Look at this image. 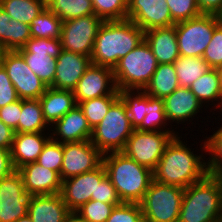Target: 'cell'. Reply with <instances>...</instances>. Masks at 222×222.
Returning a JSON list of instances; mask_svg holds the SVG:
<instances>
[{
  "label": "cell",
  "instance_id": "1",
  "mask_svg": "<svg viewBox=\"0 0 222 222\" xmlns=\"http://www.w3.org/2000/svg\"><path fill=\"white\" fill-rule=\"evenodd\" d=\"M178 136L166 146L153 170V180L185 189L209 173L208 162L204 160V155H194V151Z\"/></svg>",
  "mask_w": 222,
  "mask_h": 222
},
{
  "label": "cell",
  "instance_id": "2",
  "mask_svg": "<svg viewBox=\"0 0 222 222\" xmlns=\"http://www.w3.org/2000/svg\"><path fill=\"white\" fill-rule=\"evenodd\" d=\"M144 39L145 32L129 19L104 21L94 42L91 63L113 70Z\"/></svg>",
  "mask_w": 222,
  "mask_h": 222
},
{
  "label": "cell",
  "instance_id": "3",
  "mask_svg": "<svg viewBox=\"0 0 222 222\" xmlns=\"http://www.w3.org/2000/svg\"><path fill=\"white\" fill-rule=\"evenodd\" d=\"M178 222H222V174L208 173L184 189Z\"/></svg>",
  "mask_w": 222,
  "mask_h": 222
},
{
  "label": "cell",
  "instance_id": "4",
  "mask_svg": "<svg viewBox=\"0 0 222 222\" xmlns=\"http://www.w3.org/2000/svg\"><path fill=\"white\" fill-rule=\"evenodd\" d=\"M103 165L121 202L140 204L153 180V171L123 152L104 154Z\"/></svg>",
  "mask_w": 222,
  "mask_h": 222
},
{
  "label": "cell",
  "instance_id": "5",
  "mask_svg": "<svg viewBox=\"0 0 222 222\" xmlns=\"http://www.w3.org/2000/svg\"><path fill=\"white\" fill-rule=\"evenodd\" d=\"M157 60L152 49L145 41L120 59L113 69L117 89L144 90L150 82L156 68Z\"/></svg>",
  "mask_w": 222,
  "mask_h": 222
},
{
  "label": "cell",
  "instance_id": "6",
  "mask_svg": "<svg viewBox=\"0 0 222 222\" xmlns=\"http://www.w3.org/2000/svg\"><path fill=\"white\" fill-rule=\"evenodd\" d=\"M133 130L126 106L118 98L110 106L104 119L92 129L90 141L103 154L122 152Z\"/></svg>",
  "mask_w": 222,
  "mask_h": 222
},
{
  "label": "cell",
  "instance_id": "7",
  "mask_svg": "<svg viewBox=\"0 0 222 222\" xmlns=\"http://www.w3.org/2000/svg\"><path fill=\"white\" fill-rule=\"evenodd\" d=\"M184 188L152 180L140 205L144 222H178Z\"/></svg>",
  "mask_w": 222,
  "mask_h": 222
},
{
  "label": "cell",
  "instance_id": "8",
  "mask_svg": "<svg viewBox=\"0 0 222 222\" xmlns=\"http://www.w3.org/2000/svg\"><path fill=\"white\" fill-rule=\"evenodd\" d=\"M179 135L174 131H141L134 129L122 151L127 157L152 171L156 168L166 146Z\"/></svg>",
  "mask_w": 222,
  "mask_h": 222
},
{
  "label": "cell",
  "instance_id": "9",
  "mask_svg": "<svg viewBox=\"0 0 222 222\" xmlns=\"http://www.w3.org/2000/svg\"><path fill=\"white\" fill-rule=\"evenodd\" d=\"M60 39L31 37L17 52L26 64L48 87L55 78L57 57L62 51Z\"/></svg>",
  "mask_w": 222,
  "mask_h": 222
},
{
  "label": "cell",
  "instance_id": "10",
  "mask_svg": "<svg viewBox=\"0 0 222 222\" xmlns=\"http://www.w3.org/2000/svg\"><path fill=\"white\" fill-rule=\"evenodd\" d=\"M174 25L180 56L202 57L218 21L216 15L201 14Z\"/></svg>",
  "mask_w": 222,
  "mask_h": 222
},
{
  "label": "cell",
  "instance_id": "11",
  "mask_svg": "<svg viewBox=\"0 0 222 222\" xmlns=\"http://www.w3.org/2000/svg\"><path fill=\"white\" fill-rule=\"evenodd\" d=\"M103 22L95 14L63 21L60 34L62 49L91 57L98 30Z\"/></svg>",
  "mask_w": 222,
  "mask_h": 222
},
{
  "label": "cell",
  "instance_id": "12",
  "mask_svg": "<svg viewBox=\"0 0 222 222\" xmlns=\"http://www.w3.org/2000/svg\"><path fill=\"white\" fill-rule=\"evenodd\" d=\"M1 65L16 89L19 99H39L48 86L35 75L17 51H5Z\"/></svg>",
  "mask_w": 222,
  "mask_h": 222
},
{
  "label": "cell",
  "instance_id": "13",
  "mask_svg": "<svg viewBox=\"0 0 222 222\" xmlns=\"http://www.w3.org/2000/svg\"><path fill=\"white\" fill-rule=\"evenodd\" d=\"M103 155L90 140L64 143L61 180L98 168L103 163Z\"/></svg>",
  "mask_w": 222,
  "mask_h": 222
},
{
  "label": "cell",
  "instance_id": "14",
  "mask_svg": "<svg viewBox=\"0 0 222 222\" xmlns=\"http://www.w3.org/2000/svg\"><path fill=\"white\" fill-rule=\"evenodd\" d=\"M30 195L25 191L22 176L15 170L0 180V222H16L28 215Z\"/></svg>",
  "mask_w": 222,
  "mask_h": 222
},
{
  "label": "cell",
  "instance_id": "15",
  "mask_svg": "<svg viewBox=\"0 0 222 222\" xmlns=\"http://www.w3.org/2000/svg\"><path fill=\"white\" fill-rule=\"evenodd\" d=\"M107 175L103 163L96 169L62 180L61 195L69 211H76L96 197L97 183Z\"/></svg>",
  "mask_w": 222,
  "mask_h": 222
},
{
  "label": "cell",
  "instance_id": "16",
  "mask_svg": "<svg viewBox=\"0 0 222 222\" xmlns=\"http://www.w3.org/2000/svg\"><path fill=\"white\" fill-rule=\"evenodd\" d=\"M76 104L101 96H119L113 70L101 65L91 64L73 90Z\"/></svg>",
  "mask_w": 222,
  "mask_h": 222
},
{
  "label": "cell",
  "instance_id": "17",
  "mask_svg": "<svg viewBox=\"0 0 222 222\" xmlns=\"http://www.w3.org/2000/svg\"><path fill=\"white\" fill-rule=\"evenodd\" d=\"M127 19L144 32L175 24L166 0H128Z\"/></svg>",
  "mask_w": 222,
  "mask_h": 222
},
{
  "label": "cell",
  "instance_id": "18",
  "mask_svg": "<svg viewBox=\"0 0 222 222\" xmlns=\"http://www.w3.org/2000/svg\"><path fill=\"white\" fill-rule=\"evenodd\" d=\"M22 176L25 191L28 195L60 194L62 180L60 175L36 162L28 163L17 169Z\"/></svg>",
  "mask_w": 222,
  "mask_h": 222
},
{
  "label": "cell",
  "instance_id": "19",
  "mask_svg": "<svg viewBox=\"0 0 222 222\" xmlns=\"http://www.w3.org/2000/svg\"><path fill=\"white\" fill-rule=\"evenodd\" d=\"M56 59L55 78L50 87L61 90L73 91L86 69L92 64L90 56L65 50H62Z\"/></svg>",
  "mask_w": 222,
  "mask_h": 222
},
{
  "label": "cell",
  "instance_id": "20",
  "mask_svg": "<svg viewBox=\"0 0 222 222\" xmlns=\"http://www.w3.org/2000/svg\"><path fill=\"white\" fill-rule=\"evenodd\" d=\"M51 126V139L62 144L91 139L92 129L78 104Z\"/></svg>",
  "mask_w": 222,
  "mask_h": 222
},
{
  "label": "cell",
  "instance_id": "21",
  "mask_svg": "<svg viewBox=\"0 0 222 222\" xmlns=\"http://www.w3.org/2000/svg\"><path fill=\"white\" fill-rule=\"evenodd\" d=\"M46 134L45 132L14 133L10 154L15 170L37 161L44 145L51 138L49 132Z\"/></svg>",
  "mask_w": 222,
  "mask_h": 222
},
{
  "label": "cell",
  "instance_id": "22",
  "mask_svg": "<svg viewBox=\"0 0 222 222\" xmlns=\"http://www.w3.org/2000/svg\"><path fill=\"white\" fill-rule=\"evenodd\" d=\"M163 100L166 117L170 124L174 121L181 124L193 120L204 106L189 88L181 86Z\"/></svg>",
  "mask_w": 222,
  "mask_h": 222
},
{
  "label": "cell",
  "instance_id": "23",
  "mask_svg": "<svg viewBox=\"0 0 222 222\" xmlns=\"http://www.w3.org/2000/svg\"><path fill=\"white\" fill-rule=\"evenodd\" d=\"M145 41L158 64H174L180 56L175 25L145 31Z\"/></svg>",
  "mask_w": 222,
  "mask_h": 222
},
{
  "label": "cell",
  "instance_id": "24",
  "mask_svg": "<svg viewBox=\"0 0 222 222\" xmlns=\"http://www.w3.org/2000/svg\"><path fill=\"white\" fill-rule=\"evenodd\" d=\"M69 212L61 194L30 196L28 215L32 222H64Z\"/></svg>",
  "mask_w": 222,
  "mask_h": 222
},
{
  "label": "cell",
  "instance_id": "25",
  "mask_svg": "<svg viewBox=\"0 0 222 222\" xmlns=\"http://www.w3.org/2000/svg\"><path fill=\"white\" fill-rule=\"evenodd\" d=\"M39 101L48 126L53 125L77 105L73 91L52 87L47 88Z\"/></svg>",
  "mask_w": 222,
  "mask_h": 222
},
{
  "label": "cell",
  "instance_id": "26",
  "mask_svg": "<svg viewBox=\"0 0 222 222\" xmlns=\"http://www.w3.org/2000/svg\"><path fill=\"white\" fill-rule=\"evenodd\" d=\"M179 86L174 64H158L150 82L143 91L153 98L164 99Z\"/></svg>",
  "mask_w": 222,
  "mask_h": 222
},
{
  "label": "cell",
  "instance_id": "27",
  "mask_svg": "<svg viewBox=\"0 0 222 222\" xmlns=\"http://www.w3.org/2000/svg\"><path fill=\"white\" fill-rule=\"evenodd\" d=\"M0 7L11 19L30 25L47 5L43 0H0Z\"/></svg>",
  "mask_w": 222,
  "mask_h": 222
},
{
  "label": "cell",
  "instance_id": "28",
  "mask_svg": "<svg viewBox=\"0 0 222 222\" xmlns=\"http://www.w3.org/2000/svg\"><path fill=\"white\" fill-rule=\"evenodd\" d=\"M189 89L202 103V105H204V102L207 104L211 101L212 105H215H213V107H218L222 96V91L220 88L219 77L216 69L210 68L209 71L194 81ZM213 101L218 104L216 105L213 103Z\"/></svg>",
  "mask_w": 222,
  "mask_h": 222
},
{
  "label": "cell",
  "instance_id": "29",
  "mask_svg": "<svg viewBox=\"0 0 222 222\" xmlns=\"http://www.w3.org/2000/svg\"><path fill=\"white\" fill-rule=\"evenodd\" d=\"M45 122L39 99L23 100L18 133L44 132L50 129Z\"/></svg>",
  "mask_w": 222,
  "mask_h": 222
},
{
  "label": "cell",
  "instance_id": "30",
  "mask_svg": "<svg viewBox=\"0 0 222 222\" xmlns=\"http://www.w3.org/2000/svg\"><path fill=\"white\" fill-rule=\"evenodd\" d=\"M174 67L179 85L186 88L210 70V66L203 57L179 56L174 62Z\"/></svg>",
  "mask_w": 222,
  "mask_h": 222
},
{
  "label": "cell",
  "instance_id": "31",
  "mask_svg": "<svg viewBox=\"0 0 222 222\" xmlns=\"http://www.w3.org/2000/svg\"><path fill=\"white\" fill-rule=\"evenodd\" d=\"M62 20L48 7L30 24L31 37L60 39Z\"/></svg>",
  "mask_w": 222,
  "mask_h": 222
},
{
  "label": "cell",
  "instance_id": "32",
  "mask_svg": "<svg viewBox=\"0 0 222 222\" xmlns=\"http://www.w3.org/2000/svg\"><path fill=\"white\" fill-rule=\"evenodd\" d=\"M119 98L126 106L131 126L137 129L147 115V94L143 90H120Z\"/></svg>",
  "mask_w": 222,
  "mask_h": 222
},
{
  "label": "cell",
  "instance_id": "33",
  "mask_svg": "<svg viewBox=\"0 0 222 222\" xmlns=\"http://www.w3.org/2000/svg\"><path fill=\"white\" fill-rule=\"evenodd\" d=\"M47 7L53 11L62 22L94 14L91 0H52Z\"/></svg>",
  "mask_w": 222,
  "mask_h": 222
},
{
  "label": "cell",
  "instance_id": "34",
  "mask_svg": "<svg viewBox=\"0 0 222 222\" xmlns=\"http://www.w3.org/2000/svg\"><path fill=\"white\" fill-rule=\"evenodd\" d=\"M167 121L164 100L153 98L147 94V115L137 129L141 131H174V129H165L169 123Z\"/></svg>",
  "mask_w": 222,
  "mask_h": 222
},
{
  "label": "cell",
  "instance_id": "35",
  "mask_svg": "<svg viewBox=\"0 0 222 222\" xmlns=\"http://www.w3.org/2000/svg\"><path fill=\"white\" fill-rule=\"evenodd\" d=\"M118 98L119 96H101L78 103L91 129L95 128L104 119L110 106Z\"/></svg>",
  "mask_w": 222,
  "mask_h": 222
},
{
  "label": "cell",
  "instance_id": "36",
  "mask_svg": "<svg viewBox=\"0 0 222 222\" xmlns=\"http://www.w3.org/2000/svg\"><path fill=\"white\" fill-rule=\"evenodd\" d=\"M94 14L103 21L127 19L128 0H91Z\"/></svg>",
  "mask_w": 222,
  "mask_h": 222
},
{
  "label": "cell",
  "instance_id": "37",
  "mask_svg": "<svg viewBox=\"0 0 222 222\" xmlns=\"http://www.w3.org/2000/svg\"><path fill=\"white\" fill-rule=\"evenodd\" d=\"M206 138L201 148L211 157L207 158L209 173L222 174V127Z\"/></svg>",
  "mask_w": 222,
  "mask_h": 222
},
{
  "label": "cell",
  "instance_id": "38",
  "mask_svg": "<svg viewBox=\"0 0 222 222\" xmlns=\"http://www.w3.org/2000/svg\"><path fill=\"white\" fill-rule=\"evenodd\" d=\"M63 158V144L51 138L44 145L36 163L56 171L60 175Z\"/></svg>",
  "mask_w": 222,
  "mask_h": 222
},
{
  "label": "cell",
  "instance_id": "39",
  "mask_svg": "<svg viewBox=\"0 0 222 222\" xmlns=\"http://www.w3.org/2000/svg\"><path fill=\"white\" fill-rule=\"evenodd\" d=\"M115 206V204L104 203L99 200H90L76 212L89 222H106Z\"/></svg>",
  "mask_w": 222,
  "mask_h": 222
},
{
  "label": "cell",
  "instance_id": "40",
  "mask_svg": "<svg viewBox=\"0 0 222 222\" xmlns=\"http://www.w3.org/2000/svg\"><path fill=\"white\" fill-rule=\"evenodd\" d=\"M166 4L175 23L201 15L196 0H166Z\"/></svg>",
  "mask_w": 222,
  "mask_h": 222
},
{
  "label": "cell",
  "instance_id": "41",
  "mask_svg": "<svg viewBox=\"0 0 222 222\" xmlns=\"http://www.w3.org/2000/svg\"><path fill=\"white\" fill-rule=\"evenodd\" d=\"M106 222H144L141 205L121 203L114 207Z\"/></svg>",
  "mask_w": 222,
  "mask_h": 222
},
{
  "label": "cell",
  "instance_id": "42",
  "mask_svg": "<svg viewBox=\"0 0 222 222\" xmlns=\"http://www.w3.org/2000/svg\"><path fill=\"white\" fill-rule=\"evenodd\" d=\"M30 38V25L14 19L9 21L8 51H18Z\"/></svg>",
  "mask_w": 222,
  "mask_h": 222
},
{
  "label": "cell",
  "instance_id": "43",
  "mask_svg": "<svg viewBox=\"0 0 222 222\" xmlns=\"http://www.w3.org/2000/svg\"><path fill=\"white\" fill-rule=\"evenodd\" d=\"M202 57L210 68L217 69L222 66V25L218 24L215 27L212 39Z\"/></svg>",
  "mask_w": 222,
  "mask_h": 222
},
{
  "label": "cell",
  "instance_id": "44",
  "mask_svg": "<svg viewBox=\"0 0 222 222\" xmlns=\"http://www.w3.org/2000/svg\"><path fill=\"white\" fill-rule=\"evenodd\" d=\"M91 200H99L104 203L115 204L116 206L122 203L115 187L107 175L97 183L96 197H91Z\"/></svg>",
  "mask_w": 222,
  "mask_h": 222
},
{
  "label": "cell",
  "instance_id": "45",
  "mask_svg": "<svg viewBox=\"0 0 222 222\" xmlns=\"http://www.w3.org/2000/svg\"><path fill=\"white\" fill-rule=\"evenodd\" d=\"M19 100L7 71L0 65V108Z\"/></svg>",
  "mask_w": 222,
  "mask_h": 222
},
{
  "label": "cell",
  "instance_id": "46",
  "mask_svg": "<svg viewBox=\"0 0 222 222\" xmlns=\"http://www.w3.org/2000/svg\"><path fill=\"white\" fill-rule=\"evenodd\" d=\"M22 99L0 108V120L18 133V123L21 116Z\"/></svg>",
  "mask_w": 222,
  "mask_h": 222
},
{
  "label": "cell",
  "instance_id": "47",
  "mask_svg": "<svg viewBox=\"0 0 222 222\" xmlns=\"http://www.w3.org/2000/svg\"><path fill=\"white\" fill-rule=\"evenodd\" d=\"M15 171L12 160L10 149L0 147V180L10 175Z\"/></svg>",
  "mask_w": 222,
  "mask_h": 222
},
{
  "label": "cell",
  "instance_id": "48",
  "mask_svg": "<svg viewBox=\"0 0 222 222\" xmlns=\"http://www.w3.org/2000/svg\"><path fill=\"white\" fill-rule=\"evenodd\" d=\"M201 14L216 15L222 8V0H196Z\"/></svg>",
  "mask_w": 222,
  "mask_h": 222
},
{
  "label": "cell",
  "instance_id": "49",
  "mask_svg": "<svg viewBox=\"0 0 222 222\" xmlns=\"http://www.w3.org/2000/svg\"><path fill=\"white\" fill-rule=\"evenodd\" d=\"M11 17L0 7V44L8 51V29Z\"/></svg>",
  "mask_w": 222,
  "mask_h": 222
},
{
  "label": "cell",
  "instance_id": "50",
  "mask_svg": "<svg viewBox=\"0 0 222 222\" xmlns=\"http://www.w3.org/2000/svg\"><path fill=\"white\" fill-rule=\"evenodd\" d=\"M14 133L15 132L9 126L0 120V147L10 149Z\"/></svg>",
  "mask_w": 222,
  "mask_h": 222
},
{
  "label": "cell",
  "instance_id": "51",
  "mask_svg": "<svg viewBox=\"0 0 222 222\" xmlns=\"http://www.w3.org/2000/svg\"><path fill=\"white\" fill-rule=\"evenodd\" d=\"M64 222H89V221L81 217L76 211H70L67 214Z\"/></svg>",
  "mask_w": 222,
  "mask_h": 222
},
{
  "label": "cell",
  "instance_id": "52",
  "mask_svg": "<svg viewBox=\"0 0 222 222\" xmlns=\"http://www.w3.org/2000/svg\"><path fill=\"white\" fill-rule=\"evenodd\" d=\"M216 70H217V73H218L220 88H221V91H222V66L218 67Z\"/></svg>",
  "mask_w": 222,
  "mask_h": 222
},
{
  "label": "cell",
  "instance_id": "53",
  "mask_svg": "<svg viewBox=\"0 0 222 222\" xmlns=\"http://www.w3.org/2000/svg\"><path fill=\"white\" fill-rule=\"evenodd\" d=\"M16 222H32V220L29 215H26L24 217L19 218Z\"/></svg>",
  "mask_w": 222,
  "mask_h": 222
},
{
  "label": "cell",
  "instance_id": "54",
  "mask_svg": "<svg viewBox=\"0 0 222 222\" xmlns=\"http://www.w3.org/2000/svg\"><path fill=\"white\" fill-rule=\"evenodd\" d=\"M217 17V21L219 25H222V8L220 9V11L216 14Z\"/></svg>",
  "mask_w": 222,
  "mask_h": 222
},
{
  "label": "cell",
  "instance_id": "55",
  "mask_svg": "<svg viewBox=\"0 0 222 222\" xmlns=\"http://www.w3.org/2000/svg\"><path fill=\"white\" fill-rule=\"evenodd\" d=\"M4 52H5V50H4L3 46L0 44V65H1V61H2V57H3Z\"/></svg>",
  "mask_w": 222,
  "mask_h": 222
},
{
  "label": "cell",
  "instance_id": "56",
  "mask_svg": "<svg viewBox=\"0 0 222 222\" xmlns=\"http://www.w3.org/2000/svg\"><path fill=\"white\" fill-rule=\"evenodd\" d=\"M222 96H221V99H220V103H219V105H218V107L217 108H220L219 110L222 112Z\"/></svg>",
  "mask_w": 222,
  "mask_h": 222
},
{
  "label": "cell",
  "instance_id": "57",
  "mask_svg": "<svg viewBox=\"0 0 222 222\" xmlns=\"http://www.w3.org/2000/svg\"><path fill=\"white\" fill-rule=\"evenodd\" d=\"M46 5H48L52 0H43Z\"/></svg>",
  "mask_w": 222,
  "mask_h": 222
}]
</instances>
